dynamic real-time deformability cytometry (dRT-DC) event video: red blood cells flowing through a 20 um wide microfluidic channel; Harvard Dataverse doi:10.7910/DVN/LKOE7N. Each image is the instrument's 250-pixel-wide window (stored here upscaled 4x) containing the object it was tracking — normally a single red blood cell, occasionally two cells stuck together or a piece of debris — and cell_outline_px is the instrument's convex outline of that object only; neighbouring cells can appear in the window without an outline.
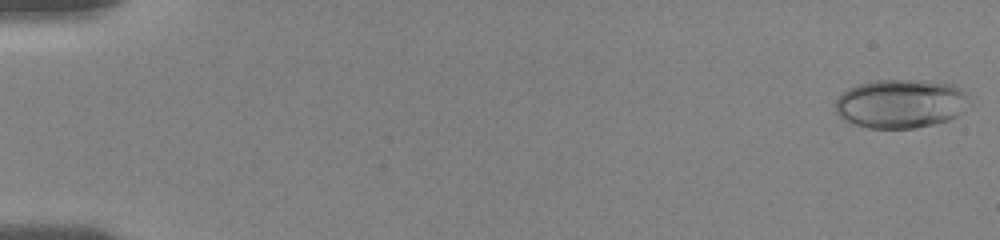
{"species": "human", "species_latin": "Homo sapiens", "temperature_condition": "room temperature", "stored_images_in_passage": 7, "camera_frame_rate_fps": 3000, "um_per_image_px": 0.085, "donor": {"sex": "female"}, "frame": {"image": 1, "passage_image": 1, "time_ms": 0.0, "image_size_px": [1000, 240], "cell_outline_px": [[964, 112], [948, 120], [932, 124], [912, 128], [868, 128], [844, 120], [836, 112], [836, 100], [848, 88], [860, 84], [876, 80], [908, 80], [952, 84], [960, 88], [964, 92]], "centroid_in_image_um": [76.51, 8.82], "position_along_channel_um": 8.5, "area_um2": 37.4}}
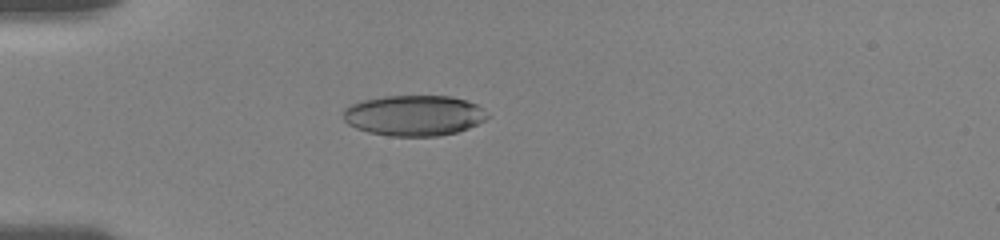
{"frame": {"image": 2, "passage_image": 5, "time_ms": 5.0, "image_size_px": [1000, 240], "cell_outline_px": [[492, 116], [468, 128], [456, 132], [436, 136], [388, 136], [368, 132], [356, 128], [348, 124], [344, 120], [344, 108], [352, 104], [364, 100], [384, 96], [452, 96], [476, 104]], "centroid_in_image_um": [35.19, 9.82], "position_along_channel_um": 49.8, "area_um2": 34.04}}
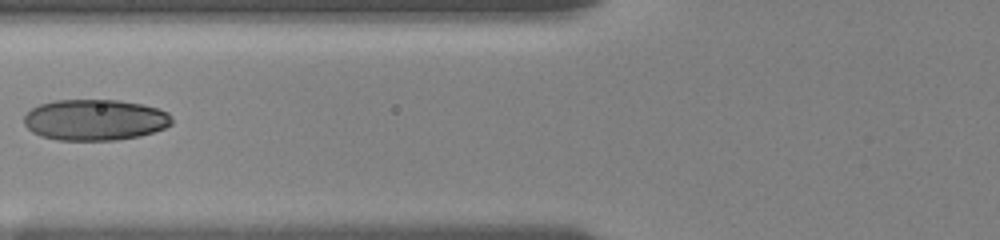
{"frame": {"image": 3, "passage_image": 7, "time_ms": 7.333, "image_size_px": [1000, 240], "cell_outline_px": [[172, 124], [164, 128], [140, 136], [116, 140], [60, 140], [40, 136], [32, 132], [24, 124], [24, 116], [32, 108], [40, 104], [56, 100], [120, 100], [140, 104], [156, 108], [168, 112], [172, 116]], "centroid_in_image_um": [8.07, 10.19], "position_along_channel_um": 117.7, "area_um2": 35.37}}